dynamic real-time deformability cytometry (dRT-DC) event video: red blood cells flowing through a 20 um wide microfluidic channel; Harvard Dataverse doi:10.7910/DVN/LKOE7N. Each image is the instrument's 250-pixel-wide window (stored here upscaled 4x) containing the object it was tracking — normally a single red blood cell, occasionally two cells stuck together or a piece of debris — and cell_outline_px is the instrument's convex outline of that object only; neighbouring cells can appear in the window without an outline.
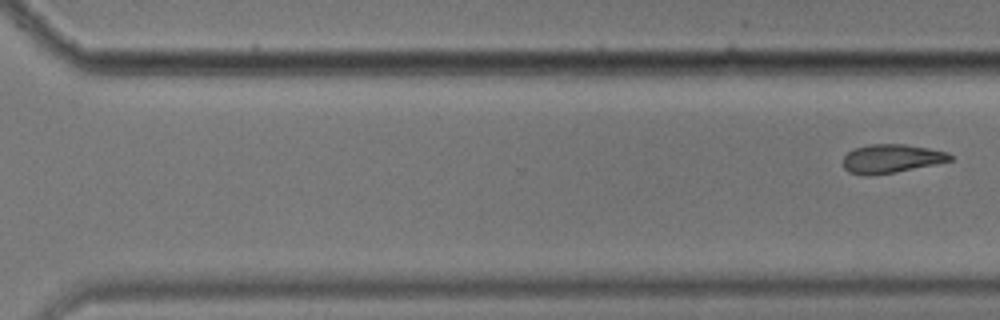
{"species": "common noctule bat (a hibernating species)", "species_latin": "Nyctalus noctula", "temperature_condition": "cold", "stored_images_in_passage": 10, "segment_of_instrument_passage": [2, 2], "camera_frame_rate_fps": 3000, "um_per_image_px": 0.085, "animal": {"sex": "male", "body_mass_g": 17.9}, "frame": {"image": 1, "passage_image": 10, "time_ms": 11.333, "image_size_px": [1000, 320], "cell_outline_px": [[952, 160], [936, 164], [896, 172], [868, 176], [864, 176], [848, 172], [844, 168], [844, 156], [848, 152], [856, 148], [868, 144], [904, 144], [928, 148], [948, 152], [952, 156]], "centroid_in_image_um": [75.76, 13.49], "position_along_channel_um": 294.8, "area_um2": 17.92}}